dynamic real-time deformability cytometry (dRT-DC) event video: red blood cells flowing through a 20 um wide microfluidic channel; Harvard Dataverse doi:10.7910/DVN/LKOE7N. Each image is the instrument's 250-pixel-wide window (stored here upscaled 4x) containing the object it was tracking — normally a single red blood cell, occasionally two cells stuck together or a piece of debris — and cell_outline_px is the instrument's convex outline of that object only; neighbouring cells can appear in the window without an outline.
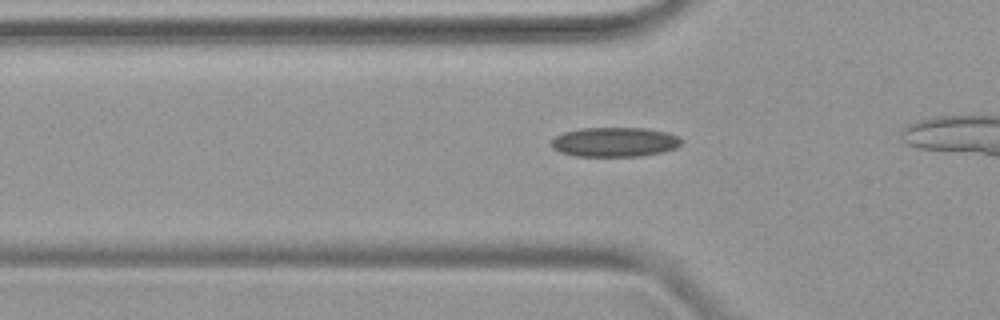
{"species": "common noctule bat (a hibernating species)", "species_latin": "Nyctalus noctula", "temperature_condition": "warm", "stored_images_in_passage": 13, "camera_frame_rate_fps": 3000, "um_per_image_px": 0.085, "animal": {"sex": "female", "body_mass_g": 19.9}, "frame": {"image": 1, "passage_image": 8, "time_ms": 2.333, "image_size_px": [1000, 320], "cell_outline_px": [[684, 140], [676, 148], [664, 152], [640, 156], [576, 156], [560, 152], [552, 148], [552, 140], [556, 136], [564, 132], [580, 128], [644, 128], [668, 132], [680, 136]], "centroid_in_image_um": [52.29, 12.07], "position_along_channel_um": 73.5, "area_um2": 22.54}}
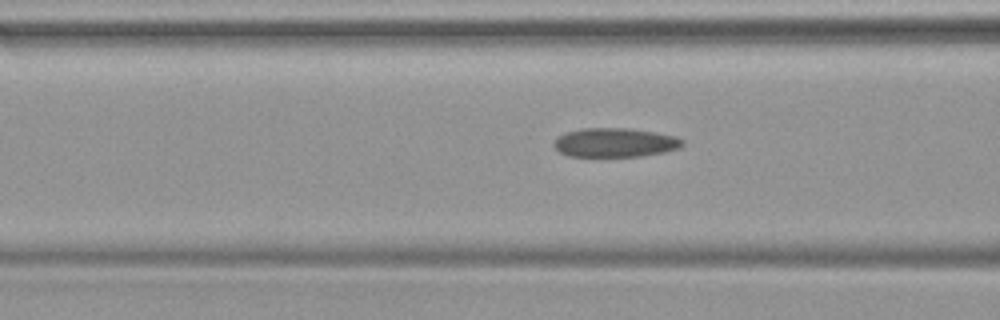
{"frame": {"image": 2, "passage_image": 11, "time_ms": 3.333, "image_size_px": [1000, 320], "cell_outline_px": [[684, 144], [680, 148], [664, 152], [640, 156], [568, 156], [560, 152], [552, 144], [556, 136], [564, 132], [580, 128], [628, 128], [676, 136], [684, 140]], "centroid_in_image_um": [52.24, 12.11], "position_along_channel_um": 114.4, "area_um2": 21.91}}